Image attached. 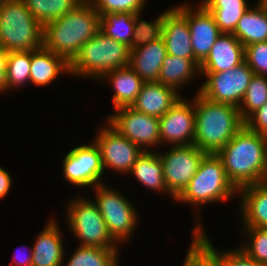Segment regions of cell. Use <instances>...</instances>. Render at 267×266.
Returning <instances> with one entry per match:
<instances>
[{"instance_id": "cell-1", "label": "cell", "mask_w": 267, "mask_h": 266, "mask_svg": "<svg viewBox=\"0 0 267 266\" xmlns=\"http://www.w3.org/2000/svg\"><path fill=\"white\" fill-rule=\"evenodd\" d=\"M237 190L267 181V137L242 127L217 153Z\"/></svg>"}, {"instance_id": "cell-2", "label": "cell", "mask_w": 267, "mask_h": 266, "mask_svg": "<svg viewBox=\"0 0 267 266\" xmlns=\"http://www.w3.org/2000/svg\"><path fill=\"white\" fill-rule=\"evenodd\" d=\"M100 31V14L88 1L43 27V46L69 63L80 48Z\"/></svg>"}, {"instance_id": "cell-3", "label": "cell", "mask_w": 267, "mask_h": 266, "mask_svg": "<svg viewBox=\"0 0 267 266\" xmlns=\"http://www.w3.org/2000/svg\"><path fill=\"white\" fill-rule=\"evenodd\" d=\"M195 138L193 144L201 151L217 154L245 126L239 108L194 97Z\"/></svg>"}, {"instance_id": "cell-4", "label": "cell", "mask_w": 267, "mask_h": 266, "mask_svg": "<svg viewBox=\"0 0 267 266\" xmlns=\"http://www.w3.org/2000/svg\"><path fill=\"white\" fill-rule=\"evenodd\" d=\"M0 46L8 52L34 51L43 46V26L22 0L0 1Z\"/></svg>"}, {"instance_id": "cell-5", "label": "cell", "mask_w": 267, "mask_h": 266, "mask_svg": "<svg viewBox=\"0 0 267 266\" xmlns=\"http://www.w3.org/2000/svg\"><path fill=\"white\" fill-rule=\"evenodd\" d=\"M129 58L128 46L111 39L100 30L80 48L70 62L69 74L100 80L111 70L129 66Z\"/></svg>"}, {"instance_id": "cell-6", "label": "cell", "mask_w": 267, "mask_h": 266, "mask_svg": "<svg viewBox=\"0 0 267 266\" xmlns=\"http://www.w3.org/2000/svg\"><path fill=\"white\" fill-rule=\"evenodd\" d=\"M237 192L226 175L221 158L207 153L187 187L175 200L200 206L229 200Z\"/></svg>"}, {"instance_id": "cell-7", "label": "cell", "mask_w": 267, "mask_h": 266, "mask_svg": "<svg viewBox=\"0 0 267 266\" xmlns=\"http://www.w3.org/2000/svg\"><path fill=\"white\" fill-rule=\"evenodd\" d=\"M69 202L66 217L71 231L81 242L80 246L118 249L93 200L81 196Z\"/></svg>"}, {"instance_id": "cell-8", "label": "cell", "mask_w": 267, "mask_h": 266, "mask_svg": "<svg viewBox=\"0 0 267 266\" xmlns=\"http://www.w3.org/2000/svg\"><path fill=\"white\" fill-rule=\"evenodd\" d=\"M95 204L117 242L128 240L137 224V212L128 198L104 183L95 187Z\"/></svg>"}, {"instance_id": "cell-9", "label": "cell", "mask_w": 267, "mask_h": 266, "mask_svg": "<svg viewBox=\"0 0 267 266\" xmlns=\"http://www.w3.org/2000/svg\"><path fill=\"white\" fill-rule=\"evenodd\" d=\"M206 77L198 89L203 97L217 102L239 107L254 76L253 70L244 61L235 68L216 73H200Z\"/></svg>"}, {"instance_id": "cell-10", "label": "cell", "mask_w": 267, "mask_h": 266, "mask_svg": "<svg viewBox=\"0 0 267 266\" xmlns=\"http://www.w3.org/2000/svg\"><path fill=\"white\" fill-rule=\"evenodd\" d=\"M166 153H158L163 165V177L172 199H176L187 187L189 181L199 169L203 157L207 154L194 144L170 145Z\"/></svg>"}, {"instance_id": "cell-11", "label": "cell", "mask_w": 267, "mask_h": 266, "mask_svg": "<svg viewBox=\"0 0 267 266\" xmlns=\"http://www.w3.org/2000/svg\"><path fill=\"white\" fill-rule=\"evenodd\" d=\"M63 175L67 181L78 187H93L103 184L104 172L101 154L93 141L71 149L63 159Z\"/></svg>"}, {"instance_id": "cell-12", "label": "cell", "mask_w": 267, "mask_h": 266, "mask_svg": "<svg viewBox=\"0 0 267 266\" xmlns=\"http://www.w3.org/2000/svg\"><path fill=\"white\" fill-rule=\"evenodd\" d=\"M115 111L107 117V121L121 135L143 151H150L148 146L151 148L160 144L159 118L138 112L132 107H122Z\"/></svg>"}, {"instance_id": "cell-13", "label": "cell", "mask_w": 267, "mask_h": 266, "mask_svg": "<svg viewBox=\"0 0 267 266\" xmlns=\"http://www.w3.org/2000/svg\"><path fill=\"white\" fill-rule=\"evenodd\" d=\"M94 138L101 154L104 170L114 169L119 173L130 174L132 166L143 150L121 135L109 123L102 126Z\"/></svg>"}, {"instance_id": "cell-14", "label": "cell", "mask_w": 267, "mask_h": 266, "mask_svg": "<svg viewBox=\"0 0 267 266\" xmlns=\"http://www.w3.org/2000/svg\"><path fill=\"white\" fill-rule=\"evenodd\" d=\"M160 145H192L195 138L194 99L181 98L159 118Z\"/></svg>"}, {"instance_id": "cell-15", "label": "cell", "mask_w": 267, "mask_h": 266, "mask_svg": "<svg viewBox=\"0 0 267 266\" xmlns=\"http://www.w3.org/2000/svg\"><path fill=\"white\" fill-rule=\"evenodd\" d=\"M200 4L195 11L191 8L192 5L184 3L176 8L187 18L194 57L201 64L222 33L211 12Z\"/></svg>"}, {"instance_id": "cell-16", "label": "cell", "mask_w": 267, "mask_h": 266, "mask_svg": "<svg viewBox=\"0 0 267 266\" xmlns=\"http://www.w3.org/2000/svg\"><path fill=\"white\" fill-rule=\"evenodd\" d=\"M167 54L197 61L192 50L187 18L176 8L164 12L162 36Z\"/></svg>"}, {"instance_id": "cell-17", "label": "cell", "mask_w": 267, "mask_h": 266, "mask_svg": "<svg viewBox=\"0 0 267 266\" xmlns=\"http://www.w3.org/2000/svg\"><path fill=\"white\" fill-rule=\"evenodd\" d=\"M244 61L243 44L233 34L222 33L216 39L209 55L200 64V73L227 71Z\"/></svg>"}, {"instance_id": "cell-18", "label": "cell", "mask_w": 267, "mask_h": 266, "mask_svg": "<svg viewBox=\"0 0 267 266\" xmlns=\"http://www.w3.org/2000/svg\"><path fill=\"white\" fill-rule=\"evenodd\" d=\"M179 94L173 88L159 82L144 83L130 107L138 112L160 118L181 98Z\"/></svg>"}, {"instance_id": "cell-19", "label": "cell", "mask_w": 267, "mask_h": 266, "mask_svg": "<svg viewBox=\"0 0 267 266\" xmlns=\"http://www.w3.org/2000/svg\"><path fill=\"white\" fill-rule=\"evenodd\" d=\"M167 49L162 37L139 48L130 49L129 66L145 83L158 82Z\"/></svg>"}, {"instance_id": "cell-20", "label": "cell", "mask_w": 267, "mask_h": 266, "mask_svg": "<svg viewBox=\"0 0 267 266\" xmlns=\"http://www.w3.org/2000/svg\"><path fill=\"white\" fill-rule=\"evenodd\" d=\"M59 225L48 221L32 247V266H63L64 248Z\"/></svg>"}, {"instance_id": "cell-21", "label": "cell", "mask_w": 267, "mask_h": 266, "mask_svg": "<svg viewBox=\"0 0 267 266\" xmlns=\"http://www.w3.org/2000/svg\"><path fill=\"white\" fill-rule=\"evenodd\" d=\"M244 227L267 229V181L238 190Z\"/></svg>"}, {"instance_id": "cell-22", "label": "cell", "mask_w": 267, "mask_h": 266, "mask_svg": "<svg viewBox=\"0 0 267 266\" xmlns=\"http://www.w3.org/2000/svg\"><path fill=\"white\" fill-rule=\"evenodd\" d=\"M30 82L36 86H48L61 73H70V63L44 46L31 51Z\"/></svg>"}, {"instance_id": "cell-23", "label": "cell", "mask_w": 267, "mask_h": 266, "mask_svg": "<svg viewBox=\"0 0 267 266\" xmlns=\"http://www.w3.org/2000/svg\"><path fill=\"white\" fill-rule=\"evenodd\" d=\"M100 79L110 81L113 86L112 102L115 110L130 107L145 83L130 66L111 70Z\"/></svg>"}, {"instance_id": "cell-24", "label": "cell", "mask_w": 267, "mask_h": 266, "mask_svg": "<svg viewBox=\"0 0 267 266\" xmlns=\"http://www.w3.org/2000/svg\"><path fill=\"white\" fill-rule=\"evenodd\" d=\"M199 73L200 63L198 61L167 55L163 60L158 82L178 92L182 85L190 82Z\"/></svg>"}, {"instance_id": "cell-25", "label": "cell", "mask_w": 267, "mask_h": 266, "mask_svg": "<svg viewBox=\"0 0 267 266\" xmlns=\"http://www.w3.org/2000/svg\"><path fill=\"white\" fill-rule=\"evenodd\" d=\"M137 181L153 191H164L172 196L165 185L162 161L155 150L143 151L130 171Z\"/></svg>"}, {"instance_id": "cell-26", "label": "cell", "mask_w": 267, "mask_h": 266, "mask_svg": "<svg viewBox=\"0 0 267 266\" xmlns=\"http://www.w3.org/2000/svg\"><path fill=\"white\" fill-rule=\"evenodd\" d=\"M243 46L267 41V12L258 5L249 8L239 19L232 33Z\"/></svg>"}, {"instance_id": "cell-27", "label": "cell", "mask_w": 267, "mask_h": 266, "mask_svg": "<svg viewBox=\"0 0 267 266\" xmlns=\"http://www.w3.org/2000/svg\"><path fill=\"white\" fill-rule=\"evenodd\" d=\"M199 219L201 218H198L197 225L193 229L194 238L191 241L183 266H222L221 251L218 252L214 248Z\"/></svg>"}, {"instance_id": "cell-28", "label": "cell", "mask_w": 267, "mask_h": 266, "mask_svg": "<svg viewBox=\"0 0 267 266\" xmlns=\"http://www.w3.org/2000/svg\"><path fill=\"white\" fill-rule=\"evenodd\" d=\"M221 33L232 34L241 16L249 9L247 0H203Z\"/></svg>"}, {"instance_id": "cell-29", "label": "cell", "mask_w": 267, "mask_h": 266, "mask_svg": "<svg viewBox=\"0 0 267 266\" xmlns=\"http://www.w3.org/2000/svg\"><path fill=\"white\" fill-rule=\"evenodd\" d=\"M134 26V13H104L100 16V30L106 36L125 44L129 48L132 46Z\"/></svg>"}, {"instance_id": "cell-30", "label": "cell", "mask_w": 267, "mask_h": 266, "mask_svg": "<svg viewBox=\"0 0 267 266\" xmlns=\"http://www.w3.org/2000/svg\"><path fill=\"white\" fill-rule=\"evenodd\" d=\"M35 19L44 27L69 13L84 0H22Z\"/></svg>"}, {"instance_id": "cell-31", "label": "cell", "mask_w": 267, "mask_h": 266, "mask_svg": "<svg viewBox=\"0 0 267 266\" xmlns=\"http://www.w3.org/2000/svg\"><path fill=\"white\" fill-rule=\"evenodd\" d=\"M31 51L8 52L5 92L30 82Z\"/></svg>"}, {"instance_id": "cell-32", "label": "cell", "mask_w": 267, "mask_h": 266, "mask_svg": "<svg viewBox=\"0 0 267 266\" xmlns=\"http://www.w3.org/2000/svg\"><path fill=\"white\" fill-rule=\"evenodd\" d=\"M118 250L79 246L65 266H118Z\"/></svg>"}, {"instance_id": "cell-33", "label": "cell", "mask_w": 267, "mask_h": 266, "mask_svg": "<svg viewBox=\"0 0 267 266\" xmlns=\"http://www.w3.org/2000/svg\"><path fill=\"white\" fill-rule=\"evenodd\" d=\"M267 102V77L255 75L251 78L246 94L240 104L241 118L245 121Z\"/></svg>"}, {"instance_id": "cell-34", "label": "cell", "mask_w": 267, "mask_h": 266, "mask_svg": "<svg viewBox=\"0 0 267 266\" xmlns=\"http://www.w3.org/2000/svg\"><path fill=\"white\" fill-rule=\"evenodd\" d=\"M141 12L135 14V26L130 49L139 48L162 36V26L164 21V12L158 15L155 21L147 22L139 19Z\"/></svg>"}, {"instance_id": "cell-35", "label": "cell", "mask_w": 267, "mask_h": 266, "mask_svg": "<svg viewBox=\"0 0 267 266\" xmlns=\"http://www.w3.org/2000/svg\"><path fill=\"white\" fill-rule=\"evenodd\" d=\"M249 240L240 245L249 257L267 266V229L258 227H244ZM248 232V233H247Z\"/></svg>"}, {"instance_id": "cell-36", "label": "cell", "mask_w": 267, "mask_h": 266, "mask_svg": "<svg viewBox=\"0 0 267 266\" xmlns=\"http://www.w3.org/2000/svg\"><path fill=\"white\" fill-rule=\"evenodd\" d=\"M95 10L104 13L142 12L146 0H88Z\"/></svg>"}, {"instance_id": "cell-37", "label": "cell", "mask_w": 267, "mask_h": 266, "mask_svg": "<svg viewBox=\"0 0 267 266\" xmlns=\"http://www.w3.org/2000/svg\"><path fill=\"white\" fill-rule=\"evenodd\" d=\"M244 54L245 62L254 74L267 77V41L245 46Z\"/></svg>"}, {"instance_id": "cell-38", "label": "cell", "mask_w": 267, "mask_h": 266, "mask_svg": "<svg viewBox=\"0 0 267 266\" xmlns=\"http://www.w3.org/2000/svg\"><path fill=\"white\" fill-rule=\"evenodd\" d=\"M222 266H265L249 257L240 248L232 251H221Z\"/></svg>"}, {"instance_id": "cell-39", "label": "cell", "mask_w": 267, "mask_h": 266, "mask_svg": "<svg viewBox=\"0 0 267 266\" xmlns=\"http://www.w3.org/2000/svg\"><path fill=\"white\" fill-rule=\"evenodd\" d=\"M245 126L249 130L267 137V102L245 120Z\"/></svg>"}, {"instance_id": "cell-40", "label": "cell", "mask_w": 267, "mask_h": 266, "mask_svg": "<svg viewBox=\"0 0 267 266\" xmlns=\"http://www.w3.org/2000/svg\"><path fill=\"white\" fill-rule=\"evenodd\" d=\"M12 178L9 172L0 167V200L4 198L11 189Z\"/></svg>"}, {"instance_id": "cell-41", "label": "cell", "mask_w": 267, "mask_h": 266, "mask_svg": "<svg viewBox=\"0 0 267 266\" xmlns=\"http://www.w3.org/2000/svg\"><path fill=\"white\" fill-rule=\"evenodd\" d=\"M8 51L0 46V93L5 92V71Z\"/></svg>"}, {"instance_id": "cell-42", "label": "cell", "mask_w": 267, "mask_h": 266, "mask_svg": "<svg viewBox=\"0 0 267 266\" xmlns=\"http://www.w3.org/2000/svg\"><path fill=\"white\" fill-rule=\"evenodd\" d=\"M31 252H30V254L29 255H24L23 256V254H20L19 252V254L21 255H19V254H15V256L13 257V259L15 260H13V262H15L16 264H15V266H32V258H33V250H32V247H31V250H30ZM23 253V252H22ZM12 266H14L13 264H12Z\"/></svg>"}, {"instance_id": "cell-43", "label": "cell", "mask_w": 267, "mask_h": 266, "mask_svg": "<svg viewBox=\"0 0 267 266\" xmlns=\"http://www.w3.org/2000/svg\"><path fill=\"white\" fill-rule=\"evenodd\" d=\"M258 2L256 4L267 12V0H259Z\"/></svg>"}]
</instances>
